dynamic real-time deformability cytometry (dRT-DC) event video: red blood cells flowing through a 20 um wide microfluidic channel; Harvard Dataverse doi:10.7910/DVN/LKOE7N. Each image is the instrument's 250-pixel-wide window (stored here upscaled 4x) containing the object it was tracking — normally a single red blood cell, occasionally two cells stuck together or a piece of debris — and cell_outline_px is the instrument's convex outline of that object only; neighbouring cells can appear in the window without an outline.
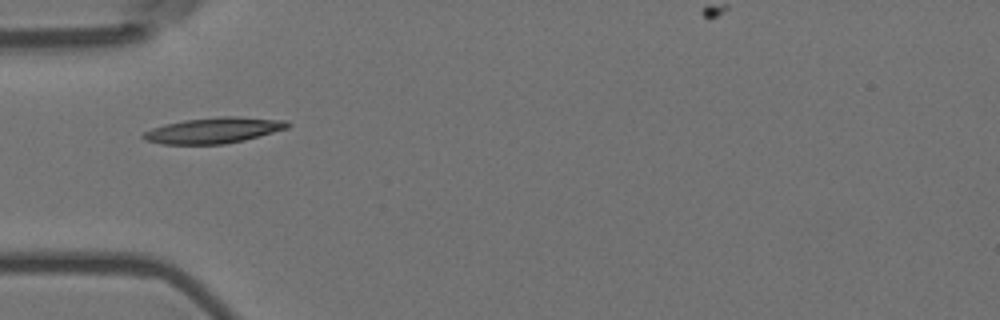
{"species": "Egyptian fruit bat (a non-hibernating species)", "species_latin": "Rousettus aegyptiacus", "temperature_condition": "room temperature", "stored_images_in_passage": 6, "camera_frame_rate_fps": 3000, "um_per_image_px": 0.085, "animal": {"sex": "female"}, "frame": {"image": 1, "passage_image": 1, "time_ms": 0.0, "image_size_px": [1000, 320], "cell_outline_px": [[292, 124], [288, 128], [244, 140], [224, 144], [160, 144], [144, 140], [140, 136], [144, 132], [152, 128], [164, 124], [184, 120], [220, 116], [240, 116], [288, 120]], "centroid_in_image_um": [18.17, 11.07], "position_along_channel_um": 66.8, "area_um2": 21.91}}
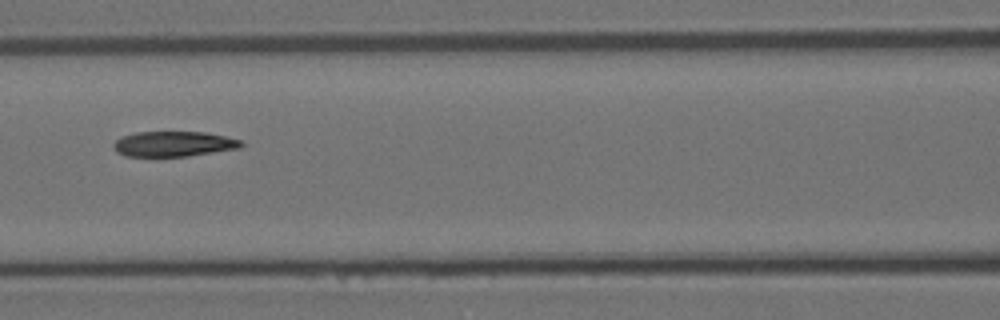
{"frame": {"image": 2, "passage_image": 3, "time_ms": 0.667, "image_size_px": [1000, 320], "cell_outline_px": [[244, 144], [240, 148], [188, 156], [124, 156], [116, 152], [112, 144], [120, 136], [136, 132], [204, 132], [244, 140]], "centroid_in_image_um": [14.75, 12.23], "position_along_channel_um": 151.8, "area_um2": 18.9}}
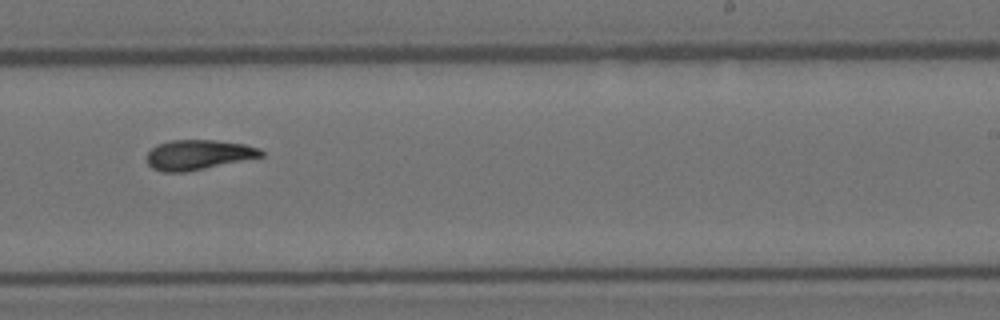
{"frame": {"image": 3, "passage_image": 6, "time_ms": 1.667, "image_size_px": [1000, 320], "cell_outline_px": [[264, 156], [184, 172], [160, 172], [152, 168], [148, 164], [148, 152], [156, 144], [168, 140], [212, 140], [244, 144], [260, 148], [264, 152]], "centroid_in_image_um": [16.84, 13.15], "position_along_channel_um": 272.2, "area_um2": 19.83}}